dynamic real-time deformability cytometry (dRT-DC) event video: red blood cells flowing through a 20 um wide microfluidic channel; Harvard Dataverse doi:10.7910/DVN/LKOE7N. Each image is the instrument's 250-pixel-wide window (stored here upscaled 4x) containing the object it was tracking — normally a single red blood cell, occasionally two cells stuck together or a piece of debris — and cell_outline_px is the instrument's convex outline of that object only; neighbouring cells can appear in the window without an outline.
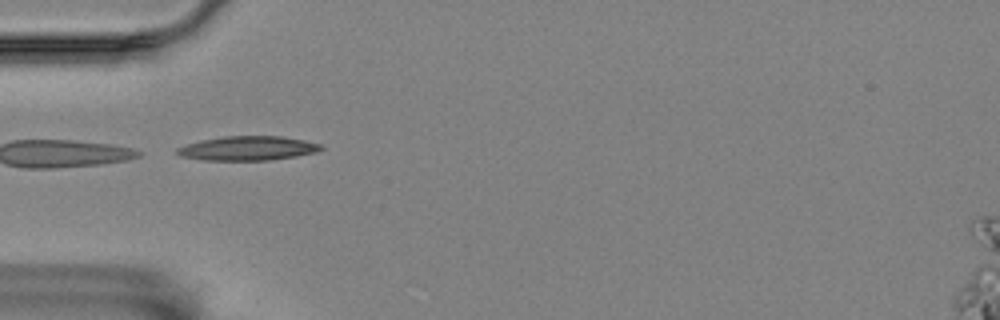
{"species": "Egyptian fruit bat (a non-hibernating species)", "species_latin": "Rousettus aegyptiacus", "temperature_condition": "room temperature", "stored_images_in_passage": 3, "camera_frame_rate_fps": 3000, "um_per_image_px": 0.085, "animal": {"sex": "female"}, "frame": {"image": 1, "passage_image": 3, "time_ms": 0.667, "image_size_px": [1000, 320], "cell_outline_px": [[324, 148], [316, 152], [296, 156], [268, 160], [204, 160], [180, 156], [176, 152], [176, 148], [200, 140], [224, 136], [280, 136], [304, 140], [320, 144]], "centroid_in_image_um": [21.05, 12.6], "position_along_channel_um": 64.0, "area_um2": 20.23}}